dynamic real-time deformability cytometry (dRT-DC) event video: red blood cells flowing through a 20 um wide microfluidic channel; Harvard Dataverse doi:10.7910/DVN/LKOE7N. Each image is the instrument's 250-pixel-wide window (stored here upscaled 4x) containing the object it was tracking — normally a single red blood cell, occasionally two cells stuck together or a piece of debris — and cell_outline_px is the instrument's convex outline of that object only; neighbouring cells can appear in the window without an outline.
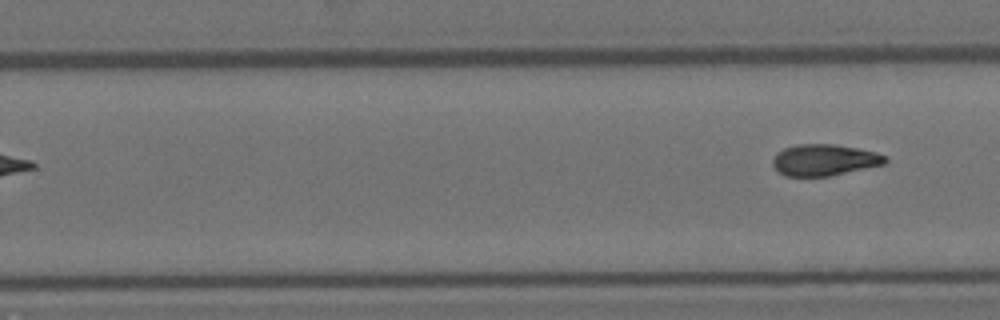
{"species": "Egyptian fruit bat (a non-hibernating species)", "species_latin": "Rousettus aegyptiacus", "temperature_condition": "room temperature", "stored_images_in_passage": 9, "segment_of_instrument_passage": [2, 2], "camera_frame_rate_fps": 3000, "um_per_image_px": 0.085, "animal": {"sex": "female"}, "frame": {"image": 1, "passage_image": 9, "time_ms": 9.333, "image_size_px": [1000, 320], "cell_outline_px": [[888, 160], [884, 164], [828, 176], [784, 176], [772, 164], [772, 160], [776, 152], [784, 148], [800, 144], [832, 144], [856, 148], [876, 152], [884, 156]], "centroid_in_image_um": [70.03, 13.59], "position_along_channel_um": 259.8, "area_um2": 20.35}}